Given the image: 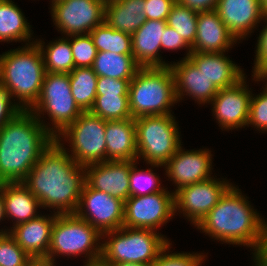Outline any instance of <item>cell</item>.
Returning a JSON list of instances; mask_svg holds the SVG:
<instances>
[{"mask_svg":"<svg viewBox=\"0 0 267 266\" xmlns=\"http://www.w3.org/2000/svg\"><path fill=\"white\" fill-rule=\"evenodd\" d=\"M22 183L55 214L75 213L85 184V167L78 165L54 140ZM57 209V211H56Z\"/></svg>","mask_w":267,"mask_h":266,"instance_id":"cell-1","label":"cell"},{"mask_svg":"<svg viewBox=\"0 0 267 266\" xmlns=\"http://www.w3.org/2000/svg\"><path fill=\"white\" fill-rule=\"evenodd\" d=\"M55 138L30 111L0 129V183L22 182Z\"/></svg>","mask_w":267,"mask_h":266,"instance_id":"cell-2","label":"cell"},{"mask_svg":"<svg viewBox=\"0 0 267 266\" xmlns=\"http://www.w3.org/2000/svg\"><path fill=\"white\" fill-rule=\"evenodd\" d=\"M247 198L233 184L195 227L222 244L243 245L254 251L266 221Z\"/></svg>","mask_w":267,"mask_h":266,"instance_id":"cell-3","label":"cell"},{"mask_svg":"<svg viewBox=\"0 0 267 266\" xmlns=\"http://www.w3.org/2000/svg\"><path fill=\"white\" fill-rule=\"evenodd\" d=\"M45 74L42 52L36 43L0 55V85L22 111L35 105Z\"/></svg>","mask_w":267,"mask_h":266,"instance_id":"cell-4","label":"cell"},{"mask_svg":"<svg viewBox=\"0 0 267 266\" xmlns=\"http://www.w3.org/2000/svg\"><path fill=\"white\" fill-rule=\"evenodd\" d=\"M129 108L132 118L172 114L178 103L174 78L169 66L140 67L129 83Z\"/></svg>","mask_w":267,"mask_h":266,"instance_id":"cell-5","label":"cell"},{"mask_svg":"<svg viewBox=\"0 0 267 266\" xmlns=\"http://www.w3.org/2000/svg\"><path fill=\"white\" fill-rule=\"evenodd\" d=\"M107 238V240L105 239ZM101 263H140L152 265L169 239L152 229L121 227L102 234Z\"/></svg>","mask_w":267,"mask_h":266,"instance_id":"cell-6","label":"cell"},{"mask_svg":"<svg viewBox=\"0 0 267 266\" xmlns=\"http://www.w3.org/2000/svg\"><path fill=\"white\" fill-rule=\"evenodd\" d=\"M102 234L75 213L59 214L52 228L50 248L46 259L54 264L56 256H80L84 254V264L100 262L102 254Z\"/></svg>","mask_w":267,"mask_h":266,"instance_id":"cell-7","label":"cell"},{"mask_svg":"<svg viewBox=\"0 0 267 266\" xmlns=\"http://www.w3.org/2000/svg\"><path fill=\"white\" fill-rule=\"evenodd\" d=\"M29 111L54 138L73 123L83 111L73 98L69 74L46 73L40 96ZM44 113L52 121L50 122L52 126L41 119V115L43 114L44 117Z\"/></svg>","mask_w":267,"mask_h":266,"instance_id":"cell-8","label":"cell"},{"mask_svg":"<svg viewBox=\"0 0 267 266\" xmlns=\"http://www.w3.org/2000/svg\"><path fill=\"white\" fill-rule=\"evenodd\" d=\"M173 114L135 118L137 160L164 165L182 145L178 122Z\"/></svg>","mask_w":267,"mask_h":266,"instance_id":"cell-9","label":"cell"},{"mask_svg":"<svg viewBox=\"0 0 267 266\" xmlns=\"http://www.w3.org/2000/svg\"><path fill=\"white\" fill-rule=\"evenodd\" d=\"M106 121L89 111L83 112L55 140L80 166L106 161ZM66 139V140H65ZM69 143L70 151L64 146ZM62 141V142H61ZM69 141V142H68ZM71 153V154H70Z\"/></svg>","mask_w":267,"mask_h":266,"instance_id":"cell-10","label":"cell"},{"mask_svg":"<svg viewBox=\"0 0 267 266\" xmlns=\"http://www.w3.org/2000/svg\"><path fill=\"white\" fill-rule=\"evenodd\" d=\"M165 188L149 195L130 196L124 202L123 226L157 231L174 214V191Z\"/></svg>","mask_w":267,"mask_h":266,"instance_id":"cell-11","label":"cell"},{"mask_svg":"<svg viewBox=\"0 0 267 266\" xmlns=\"http://www.w3.org/2000/svg\"><path fill=\"white\" fill-rule=\"evenodd\" d=\"M225 179L213 176L209 180L186 185L174 191V214L183 213V217L196 226L233 185Z\"/></svg>","mask_w":267,"mask_h":266,"instance_id":"cell-12","label":"cell"},{"mask_svg":"<svg viewBox=\"0 0 267 266\" xmlns=\"http://www.w3.org/2000/svg\"><path fill=\"white\" fill-rule=\"evenodd\" d=\"M50 5L54 25L65 37L89 34L104 22L102 0H60Z\"/></svg>","mask_w":267,"mask_h":266,"instance_id":"cell-13","label":"cell"},{"mask_svg":"<svg viewBox=\"0 0 267 266\" xmlns=\"http://www.w3.org/2000/svg\"><path fill=\"white\" fill-rule=\"evenodd\" d=\"M75 214L103 234L123 227L124 201L85 182Z\"/></svg>","mask_w":267,"mask_h":266,"instance_id":"cell-14","label":"cell"},{"mask_svg":"<svg viewBox=\"0 0 267 266\" xmlns=\"http://www.w3.org/2000/svg\"><path fill=\"white\" fill-rule=\"evenodd\" d=\"M246 78L234 86L219 89L210 103L213 116L223 130H238L248 124L252 89H249Z\"/></svg>","mask_w":267,"mask_h":266,"instance_id":"cell-15","label":"cell"},{"mask_svg":"<svg viewBox=\"0 0 267 266\" xmlns=\"http://www.w3.org/2000/svg\"><path fill=\"white\" fill-rule=\"evenodd\" d=\"M182 145L164 164L165 175L179 188L212 178V153L209 149L186 150Z\"/></svg>","mask_w":267,"mask_h":266,"instance_id":"cell-16","label":"cell"},{"mask_svg":"<svg viewBox=\"0 0 267 266\" xmlns=\"http://www.w3.org/2000/svg\"><path fill=\"white\" fill-rule=\"evenodd\" d=\"M132 161H105L85 166V182L99 190L126 201L130 197L129 174Z\"/></svg>","mask_w":267,"mask_h":266,"instance_id":"cell-17","label":"cell"},{"mask_svg":"<svg viewBox=\"0 0 267 266\" xmlns=\"http://www.w3.org/2000/svg\"><path fill=\"white\" fill-rule=\"evenodd\" d=\"M169 68L173 74L175 94L178 102L184 99V96H189L197 101L199 105L210 104L219 92V89L189 58H182L178 62H173L169 64Z\"/></svg>","mask_w":267,"mask_h":266,"instance_id":"cell-18","label":"cell"},{"mask_svg":"<svg viewBox=\"0 0 267 266\" xmlns=\"http://www.w3.org/2000/svg\"><path fill=\"white\" fill-rule=\"evenodd\" d=\"M215 10L237 41L246 39L265 17L260 0H219Z\"/></svg>","mask_w":267,"mask_h":266,"instance_id":"cell-19","label":"cell"},{"mask_svg":"<svg viewBox=\"0 0 267 266\" xmlns=\"http://www.w3.org/2000/svg\"><path fill=\"white\" fill-rule=\"evenodd\" d=\"M237 42L239 41L230 33L216 10L198 13L196 37L191 46L192 52H228Z\"/></svg>","mask_w":267,"mask_h":266,"instance_id":"cell-20","label":"cell"},{"mask_svg":"<svg viewBox=\"0 0 267 266\" xmlns=\"http://www.w3.org/2000/svg\"><path fill=\"white\" fill-rule=\"evenodd\" d=\"M58 214L38 217L10 227L9 234L17 244L32 258H46L52 236V228Z\"/></svg>","mask_w":267,"mask_h":266,"instance_id":"cell-21","label":"cell"},{"mask_svg":"<svg viewBox=\"0 0 267 266\" xmlns=\"http://www.w3.org/2000/svg\"><path fill=\"white\" fill-rule=\"evenodd\" d=\"M167 22L164 20H148L131 35L132 55L140 67L169 66L161 59V37ZM163 60V61H162Z\"/></svg>","mask_w":267,"mask_h":266,"instance_id":"cell-22","label":"cell"},{"mask_svg":"<svg viewBox=\"0 0 267 266\" xmlns=\"http://www.w3.org/2000/svg\"><path fill=\"white\" fill-rule=\"evenodd\" d=\"M188 58L218 89L234 86L246 75L240 66L225 56V52H191Z\"/></svg>","mask_w":267,"mask_h":266,"instance_id":"cell-23","label":"cell"},{"mask_svg":"<svg viewBox=\"0 0 267 266\" xmlns=\"http://www.w3.org/2000/svg\"><path fill=\"white\" fill-rule=\"evenodd\" d=\"M105 136L106 161H137L134 118L106 121Z\"/></svg>","mask_w":267,"mask_h":266,"instance_id":"cell-24","label":"cell"},{"mask_svg":"<svg viewBox=\"0 0 267 266\" xmlns=\"http://www.w3.org/2000/svg\"><path fill=\"white\" fill-rule=\"evenodd\" d=\"M2 196L6 218L14 220L12 227L39 216V200L22 182L2 183Z\"/></svg>","mask_w":267,"mask_h":266,"instance_id":"cell-25","label":"cell"},{"mask_svg":"<svg viewBox=\"0 0 267 266\" xmlns=\"http://www.w3.org/2000/svg\"><path fill=\"white\" fill-rule=\"evenodd\" d=\"M145 0H113L105 3L104 22L132 35L145 21Z\"/></svg>","mask_w":267,"mask_h":266,"instance_id":"cell-26","label":"cell"},{"mask_svg":"<svg viewBox=\"0 0 267 266\" xmlns=\"http://www.w3.org/2000/svg\"><path fill=\"white\" fill-rule=\"evenodd\" d=\"M31 27L18 5L12 0H0V42L33 44Z\"/></svg>","mask_w":267,"mask_h":266,"instance_id":"cell-27","label":"cell"},{"mask_svg":"<svg viewBox=\"0 0 267 266\" xmlns=\"http://www.w3.org/2000/svg\"><path fill=\"white\" fill-rule=\"evenodd\" d=\"M92 68L98 77L132 80L140 66L133 55L100 51L97 52Z\"/></svg>","mask_w":267,"mask_h":266,"instance_id":"cell-28","label":"cell"},{"mask_svg":"<svg viewBox=\"0 0 267 266\" xmlns=\"http://www.w3.org/2000/svg\"><path fill=\"white\" fill-rule=\"evenodd\" d=\"M35 43L42 52L46 73L69 74L75 68L69 37H60L46 46L41 39Z\"/></svg>","mask_w":267,"mask_h":266,"instance_id":"cell-29","label":"cell"},{"mask_svg":"<svg viewBox=\"0 0 267 266\" xmlns=\"http://www.w3.org/2000/svg\"><path fill=\"white\" fill-rule=\"evenodd\" d=\"M73 98L83 111H90L96 95L98 76L92 67L74 68L69 73Z\"/></svg>","mask_w":267,"mask_h":266,"instance_id":"cell-30","label":"cell"},{"mask_svg":"<svg viewBox=\"0 0 267 266\" xmlns=\"http://www.w3.org/2000/svg\"><path fill=\"white\" fill-rule=\"evenodd\" d=\"M97 51L132 55L131 35L109 27L105 22L96 26L90 33Z\"/></svg>","mask_w":267,"mask_h":266,"instance_id":"cell-31","label":"cell"},{"mask_svg":"<svg viewBox=\"0 0 267 266\" xmlns=\"http://www.w3.org/2000/svg\"><path fill=\"white\" fill-rule=\"evenodd\" d=\"M89 112L107 121L132 118L129 95H97Z\"/></svg>","mask_w":267,"mask_h":266,"instance_id":"cell-32","label":"cell"},{"mask_svg":"<svg viewBox=\"0 0 267 266\" xmlns=\"http://www.w3.org/2000/svg\"><path fill=\"white\" fill-rule=\"evenodd\" d=\"M137 163L139 164L138 160L132 161L129 174L130 196H142L162 192L165 188L161 186L160 177L154 173L152 169L164 165L147 164L150 165L151 168L142 170L138 169Z\"/></svg>","mask_w":267,"mask_h":266,"instance_id":"cell-33","label":"cell"},{"mask_svg":"<svg viewBox=\"0 0 267 266\" xmlns=\"http://www.w3.org/2000/svg\"><path fill=\"white\" fill-rule=\"evenodd\" d=\"M197 15V12L176 2L166 22L168 26L172 27L190 46H192L197 31Z\"/></svg>","mask_w":267,"mask_h":266,"instance_id":"cell-34","label":"cell"},{"mask_svg":"<svg viewBox=\"0 0 267 266\" xmlns=\"http://www.w3.org/2000/svg\"><path fill=\"white\" fill-rule=\"evenodd\" d=\"M9 230H0V266H25L31 257L17 244Z\"/></svg>","mask_w":267,"mask_h":266,"instance_id":"cell-35","label":"cell"},{"mask_svg":"<svg viewBox=\"0 0 267 266\" xmlns=\"http://www.w3.org/2000/svg\"><path fill=\"white\" fill-rule=\"evenodd\" d=\"M75 68L92 67L97 48L90 34L69 36Z\"/></svg>","mask_w":267,"mask_h":266,"instance_id":"cell-36","label":"cell"},{"mask_svg":"<svg viewBox=\"0 0 267 266\" xmlns=\"http://www.w3.org/2000/svg\"><path fill=\"white\" fill-rule=\"evenodd\" d=\"M171 243H169L158 255L152 266H201L207 255L204 253H172ZM171 252V253H169Z\"/></svg>","mask_w":267,"mask_h":266,"instance_id":"cell-37","label":"cell"},{"mask_svg":"<svg viewBox=\"0 0 267 266\" xmlns=\"http://www.w3.org/2000/svg\"><path fill=\"white\" fill-rule=\"evenodd\" d=\"M262 88L263 92L258 95L252 93L247 126L252 125L258 131L265 133L267 132V84L265 83V87Z\"/></svg>","mask_w":267,"mask_h":266,"instance_id":"cell-38","label":"cell"},{"mask_svg":"<svg viewBox=\"0 0 267 266\" xmlns=\"http://www.w3.org/2000/svg\"><path fill=\"white\" fill-rule=\"evenodd\" d=\"M130 81L131 80L98 77L96 95H129Z\"/></svg>","mask_w":267,"mask_h":266,"instance_id":"cell-39","label":"cell"},{"mask_svg":"<svg viewBox=\"0 0 267 266\" xmlns=\"http://www.w3.org/2000/svg\"><path fill=\"white\" fill-rule=\"evenodd\" d=\"M263 21L266 25H263L256 44V55L252 68V75L254 76H259L267 68V16L264 17Z\"/></svg>","mask_w":267,"mask_h":266,"instance_id":"cell-40","label":"cell"},{"mask_svg":"<svg viewBox=\"0 0 267 266\" xmlns=\"http://www.w3.org/2000/svg\"><path fill=\"white\" fill-rule=\"evenodd\" d=\"M144 15L148 20H167L176 0H145Z\"/></svg>","mask_w":267,"mask_h":266,"instance_id":"cell-41","label":"cell"},{"mask_svg":"<svg viewBox=\"0 0 267 266\" xmlns=\"http://www.w3.org/2000/svg\"><path fill=\"white\" fill-rule=\"evenodd\" d=\"M161 49L180 50L187 49V54L183 59H187L192 52L191 46L172 27L166 25L164 34L161 37Z\"/></svg>","mask_w":267,"mask_h":266,"instance_id":"cell-42","label":"cell"},{"mask_svg":"<svg viewBox=\"0 0 267 266\" xmlns=\"http://www.w3.org/2000/svg\"><path fill=\"white\" fill-rule=\"evenodd\" d=\"M11 99L10 94L0 85V129L22 111Z\"/></svg>","mask_w":267,"mask_h":266,"instance_id":"cell-43","label":"cell"},{"mask_svg":"<svg viewBox=\"0 0 267 266\" xmlns=\"http://www.w3.org/2000/svg\"><path fill=\"white\" fill-rule=\"evenodd\" d=\"M219 0H176L184 7L189 8L197 13L215 10Z\"/></svg>","mask_w":267,"mask_h":266,"instance_id":"cell-44","label":"cell"},{"mask_svg":"<svg viewBox=\"0 0 267 266\" xmlns=\"http://www.w3.org/2000/svg\"><path fill=\"white\" fill-rule=\"evenodd\" d=\"M253 253L264 263L267 265V221L263 225L261 235L259 237V241L257 247L253 251Z\"/></svg>","mask_w":267,"mask_h":266,"instance_id":"cell-45","label":"cell"},{"mask_svg":"<svg viewBox=\"0 0 267 266\" xmlns=\"http://www.w3.org/2000/svg\"><path fill=\"white\" fill-rule=\"evenodd\" d=\"M25 266H56V264L46 258H32Z\"/></svg>","mask_w":267,"mask_h":266,"instance_id":"cell-46","label":"cell"},{"mask_svg":"<svg viewBox=\"0 0 267 266\" xmlns=\"http://www.w3.org/2000/svg\"><path fill=\"white\" fill-rule=\"evenodd\" d=\"M6 220V214H5V204L4 199L2 196V183H0V221Z\"/></svg>","mask_w":267,"mask_h":266,"instance_id":"cell-47","label":"cell"},{"mask_svg":"<svg viewBox=\"0 0 267 266\" xmlns=\"http://www.w3.org/2000/svg\"><path fill=\"white\" fill-rule=\"evenodd\" d=\"M106 266H152L149 264H140V263H127V262H118V263H102Z\"/></svg>","mask_w":267,"mask_h":266,"instance_id":"cell-48","label":"cell"},{"mask_svg":"<svg viewBox=\"0 0 267 266\" xmlns=\"http://www.w3.org/2000/svg\"><path fill=\"white\" fill-rule=\"evenodd\" d=\"M253 261H254V264L255 266H267L266 264H264L253 252Z\"/></svg>","mask_w":267,"mask_h":266,"instance_id":"cell-49","label":"cell"},{"mask_svg":"<svg viewBox=\"0 0 267 266\" xmlns=\"http://www.w3.org/2000/svg\"><path fill=\"white\" fill-rule=\"evenodd\" d=\"M260 5L265 16H267V0H260Z\"/></svg>","mask_w":267,"mask_h":266,"instance_id":"cell-50","label":"cell"},{"mask_svg":"<svg viewBox=\"0 0 267 266\" xmlns=\"http://www.w3.org/2000/svg\"><path fill=\"white\" fill-rule=\"evenodd\" d=\"M260 79H267V68L259 75Z\"/></svg>","mask_w":267,"mask_h":266,"instance_id":"cell-51","label":"cell"},{"mask_svg":"<svg viewBox=\"0 0 267 266\" xmlns=\"http://www.w3.org/2000/svg\"><path fill=\"white\" fill-rule=\"evenodd\" d=\"M252 77H253L252 80H254V81H257V82L258 81H262V82L264 81L267 84V82H266L267 79H260L259 76H254V75H252Z\"/></svg>","mask_w":267,"mask_h":266,"instance_id":"cell-52","label":"cell"},{"mask_svg":"<svg viewBox=\"0 0 267 266\" xmlns=\"http://www.w3.org/2000/svg\"><path fill=\"white\" fill-rule=\"evenodd\" d=\"M83 266H106V265L102 264L101 262H97L92 264H84Z\"/></svg>","mask_w":267,"mask_h":266,"instance_id":"cell-53","label":"cell"},{"mask_svg":"<svg viewBox=\"0 0 267 266\" xmlns=\"http://www.w3.org/2000/svg\"><path fill=\"white\" fill-rule=\"evenodd\" d=\"M104 3H107V2H110V1H113V0H102Z\"/></svg>","mask_w":267,"mask_h":266,"instance_id":"cell-54","label":"cell"},{"mask_svg":"<svg viewBox=\"0 0 267 266\" xmlns=\"http://www.w3.org/2000/svg\"><path fill=\"white\" fill-rule=\"evenodd\" d=\"M57 1H60V0H51L50 2H51V3H55V2H57Z\"/></svg>","mask_w":267,"mask_h":266,"instance_id":"cell-55","label":"cell"}]
</instances>
